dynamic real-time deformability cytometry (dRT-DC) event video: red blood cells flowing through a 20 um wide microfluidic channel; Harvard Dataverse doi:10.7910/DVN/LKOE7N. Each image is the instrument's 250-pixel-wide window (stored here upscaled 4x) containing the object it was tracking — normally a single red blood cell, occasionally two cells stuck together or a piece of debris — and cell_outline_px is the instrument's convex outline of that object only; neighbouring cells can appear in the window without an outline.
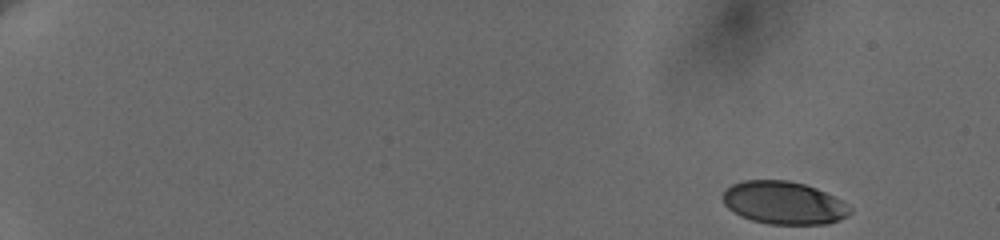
{"species": "human", "species_latin": "Homo sapiens", "temperature_condition": "cold", "stored_images_in_passage": 10, "camera_frame_rate_fps": 3000, "um_per_image_px": 0.085, "donor": {"sex": "female"}, "frame": {"image": 1, "passage_image": 1, "time_ms": 0.0, "image_size_px": [1000, 240], "cell_outline_px": [[852, 212], [848, 216], [828, 224], [768, 224], [752, 220], [740, 216], [728, 208], [724, 204], [724, 192], [732, 184], [744, 180], [788, 180], [804, 184], [816, 188], [840, 200], [852, 208]], "centroid_in_image_um": [66.63, 17.25], "position_along_channel_um": 18.4, "area_um2": 31.62}}
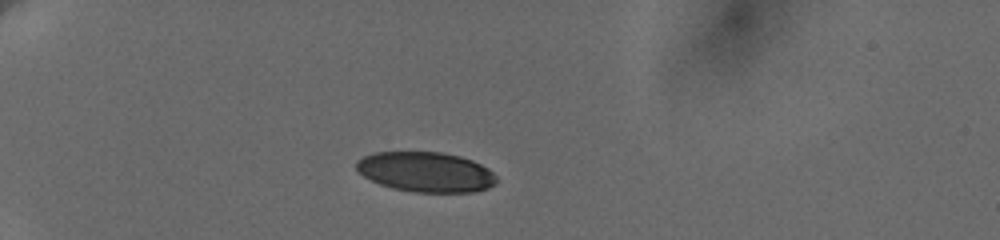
{"frame": {"image": 2, "passage_image": 6, "time_ms": 4.333, "image_size_px": [1000, 240], "cell_outline_px": [[496, 184], [488, 188], [472, 192], [412, 192], [392, 188], [380, 184], [364, 176], [356, 168], [356, 160], [372, 152], [440, 152], [460, 156], [472, 160], [488, 168], [496, 176]], "centroid_in_image_um": [36.19, 14.61], "position_along_channel_um": 48.8, "area_um2": 32.71}}
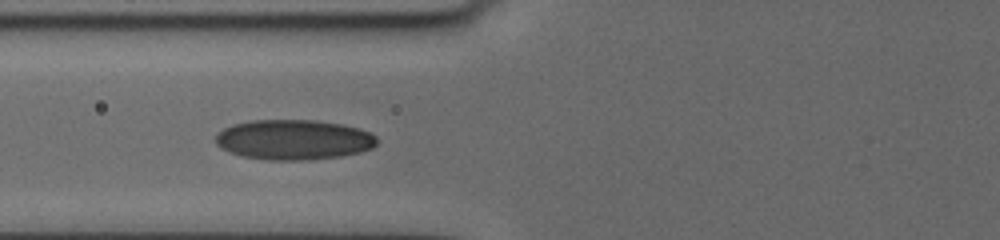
{"frame": {"image": 3, "passage_image": 9, "time_ms": 7.0, "image_size_px": [1000, 240], "cell_outline_px": [[376, 144], [372, 148], [360, 152], [340, 156], [308, 160], [268, 160], [240, 156], [228, 152], [220, 148], [216, 144], [216, 136], [224, 128], [232, 124], [252, 120], [316, 120], [340, 124], [356, 128], [368, 132], [376, 136]], "centroid_in_image_um": [24.92, 11.88], "position_along_channel_um": 100.9, "area_um2": 37.69}}